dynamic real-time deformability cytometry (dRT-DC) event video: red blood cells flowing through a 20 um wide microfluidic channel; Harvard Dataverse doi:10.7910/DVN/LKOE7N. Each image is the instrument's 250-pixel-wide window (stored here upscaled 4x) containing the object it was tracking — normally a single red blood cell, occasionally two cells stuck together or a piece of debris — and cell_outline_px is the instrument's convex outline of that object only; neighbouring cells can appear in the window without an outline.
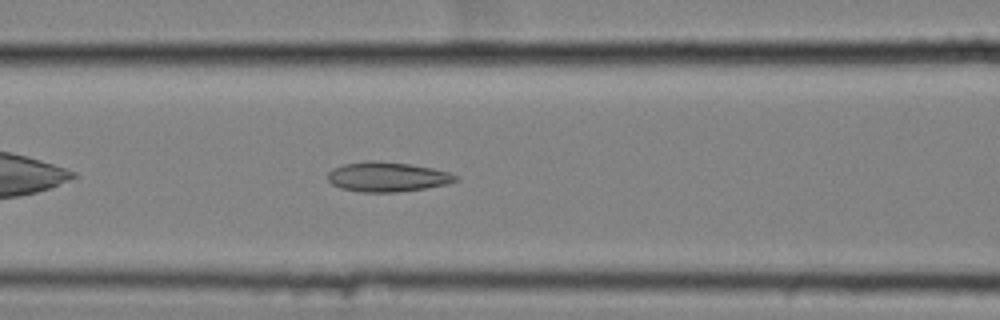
{"species": "common noctule bat (a hibernating species)", "species_latin": "Nyctalus noctula", "temperature_condition": "cold", "stored_images_in_passage": 42, "camera_frame_rate_fps": 3000, "um_per_image_px": 0.085, "animal": {"sex": "female", "body_mass_g": 25.1}, "frame": {"image": 1, "passage_image": 9, "time_ms": 2.667, "image_size_px": [1000, 320], "cell_outline_px": [[460, 180], [444, 184], [424, 188], [396, 192], [360, 192], [340, 188], [332, 184], [328, 180], [328, 172], [332, 168], [344, 164], [368, 160], [376, 160], [408, 164], [432, 168], [448, 172], [460, 176]], "centroid_in_image_um": [32.9, 15.03], "position_along_channel_um": 133.7, "area_um2": 22.14}}
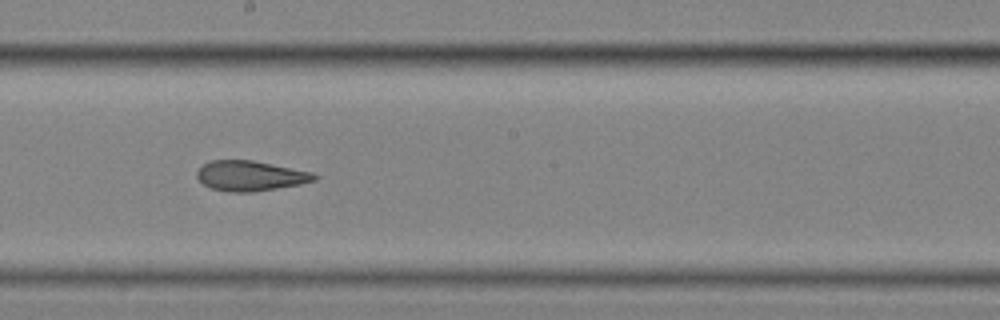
{"frame": {"image": 2, "passage_image": 17, "time_ms": 5.333, "image_size_px": [1000, 320], "cell_outline_px": [[320, 176], [316, 180], [300, 184], [252, 192], [232, 192], [212, 188], [204, 184], [196, 176], [196, 172], [208, 160], [252, 160], [312, 172]], "centroid_in_image_um": [21.29, 14.94], "position_along_channel_um": 226.9, "area_um2": 20.46}}
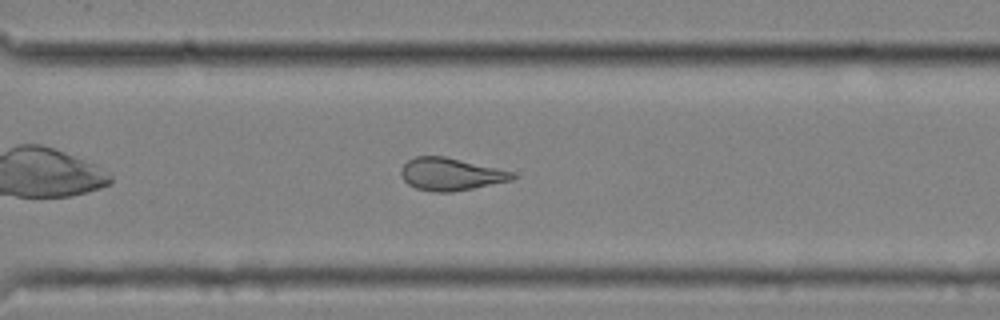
{"frame": {"image": 3, "passage_image": 26, "time_ms": 8.333, "image_size_px": [1000, 320], "cell_outline_px": [[516, 176], [512, 180], [452, 192], [432, 192], [416, 188], [408, 184], [404, 180], [400, 172], [400, 168], [408, 160], [416, 156], [444, 156], [496, 168], [512, 172]], "centroid_in_image_um": [38.26, 14.81], "position_along_channel_um": 332.3, "area_um2": 20.87}, "authors_computed_cell_mechanics": {"area_um2": 21.6461, "velocity_mm_per_s": 3.507, "shape_relaxation_time_tau1_ms": null, "shape_relaxation_time_tau2_ms": 2.6097, "deformation_change_tau1": null, "deformation_change_tau2": 0.1028}}